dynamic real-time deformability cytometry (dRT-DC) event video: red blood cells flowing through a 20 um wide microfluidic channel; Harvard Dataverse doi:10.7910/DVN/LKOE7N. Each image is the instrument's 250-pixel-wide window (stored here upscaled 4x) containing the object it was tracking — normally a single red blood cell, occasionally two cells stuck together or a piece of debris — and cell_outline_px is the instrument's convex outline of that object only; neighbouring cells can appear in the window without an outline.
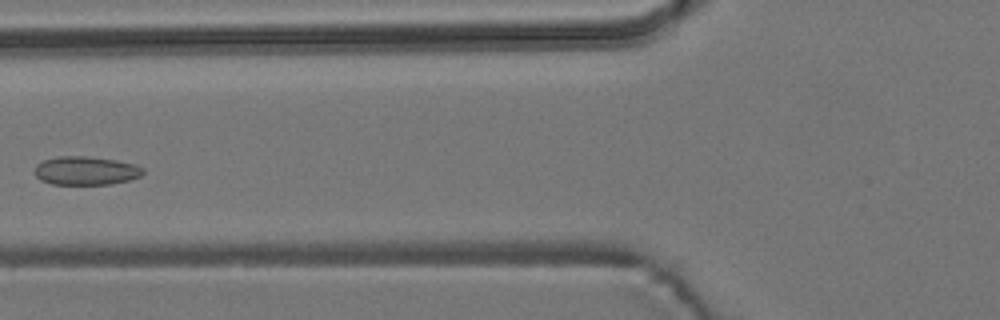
{"species": "common noctule bat (a hibernating species)", "species_latin": "Nyctalus noctula", "temperature_condition": "room temperature", "stored_images_in_passage": 6, "camera_frame_rate_fps": 3000, "um_per_image_px": 0.085, "animal": {"sex": "male", "body_mass_g": 19.2, "forearm_length_mm": 51.8}, "frame": {"image": 1, "passage_image": 5, "time_ms": 4.667, "image_size_px": [1000, 320], "cell_outline_px": [[144, 172], [140, 176], [128, 180], [112, 184], [52, 184], [40, 180], [36, 176], [36, 164], [44, 160], [60, 156], [88, 156], [116, 160], [136, 164], [144, 168]], "centroid_in_image_um": [7.32, 14.5], "position_along_channel_um": 118.5, "area_um2": 18.03}}
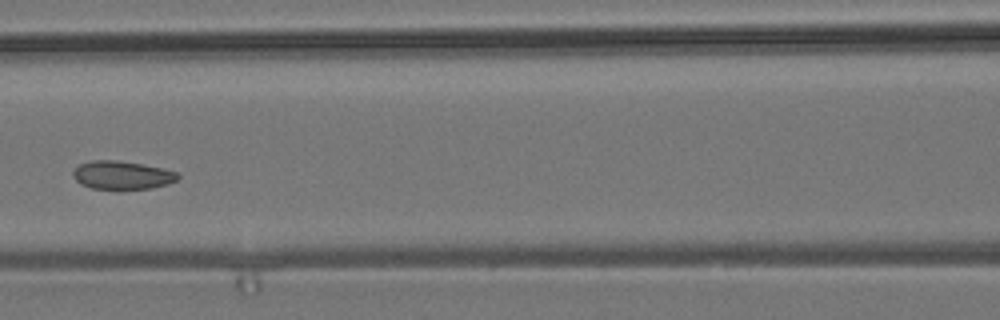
{"frame": {"image": 2, "passage_image": 6, "time_ms": 5.667, "image_size_px": [1000, 320], "cell_outline_px": [[180, 176], [176, 180], [168, 184], [152, 188], [116, 192], [92, 188], [80, 184], [72, 176], [72, 172], [80, 164], [92, 160], [116, 160], [144, 164], [164, 168], [180, 172]], "centroid_in_image_um": [10.4, 14.93], "position_along_channel_um": 156.2, "area_um2": 18.15}}